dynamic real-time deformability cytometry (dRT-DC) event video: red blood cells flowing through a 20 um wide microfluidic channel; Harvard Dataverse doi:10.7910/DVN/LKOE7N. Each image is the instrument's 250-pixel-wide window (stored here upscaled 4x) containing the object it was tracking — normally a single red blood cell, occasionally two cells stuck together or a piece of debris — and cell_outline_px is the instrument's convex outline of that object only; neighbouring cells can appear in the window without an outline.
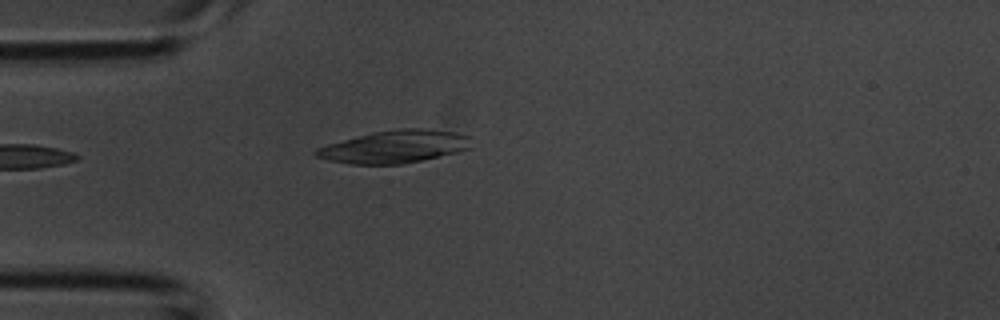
{"species": "common noctule bat (a hibernating species)", "species_latin": "Nyctalus noctula", "temperature_condition": "room temperature", "stored_images_in_passage": 3, "camera_frame_rate_fps": 3000, "um_per_image_px": 0.085, "animal": {"sex": "male", "body_mass_g": 20.1, "forearm_length_mm": 53.5}, "frame": {"image": 1, "passage_image": 3, "time_ms": 0.667, "image_size_px": [1000, 320], "cell_outline_px": [[468, 148], [456, 152], [420, 160], [400, 164], [352, 164], [328, 160], [316, 156], [312, 152], [316, 148], [328, 144], [372, 132], [400, 128], [424, 128], [452, 132], [468, 136]], "centroid_in_image_um": [33.46, 12.46], "position_along_channel_um": 51.5, "area_um2": 28.96}}